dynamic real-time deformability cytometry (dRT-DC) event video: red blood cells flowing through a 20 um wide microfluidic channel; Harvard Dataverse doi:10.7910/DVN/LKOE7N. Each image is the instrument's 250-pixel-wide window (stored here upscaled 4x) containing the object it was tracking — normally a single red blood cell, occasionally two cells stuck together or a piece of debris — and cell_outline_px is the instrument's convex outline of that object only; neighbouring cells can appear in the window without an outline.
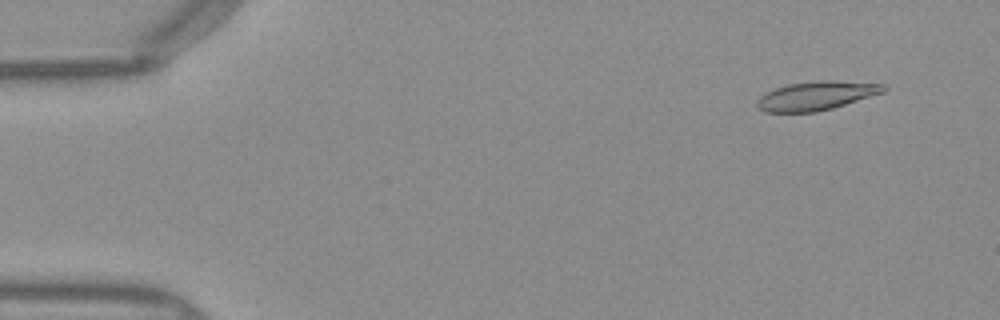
{"species": "Egyptian fruit bat (a non-hibernating species)", "species_latin": "Rousettus aegyptiacus", "temperature_condition": "warm", "stored_images_in_passage": 47, "camera_frame_rate_fps": 3000, "um_per_image_px": 0.085, "frame": {"image": 1, "passage_image": 1, "time_ms": 0.0, "image_size_px": [1000, 320], "cell_outline_px": [[888, 88], [884, 92], [832, 108], [816, 112], [764, 112], [756, 104], [756, 100], [760, 96], [776, 88], [788, 84], [816, 80], [832, 80], [884, 84]], "centroid_in_image_um": [69.39, 8.13], "position_along_channel_um": 15.6, "area_um2": 21.15}}
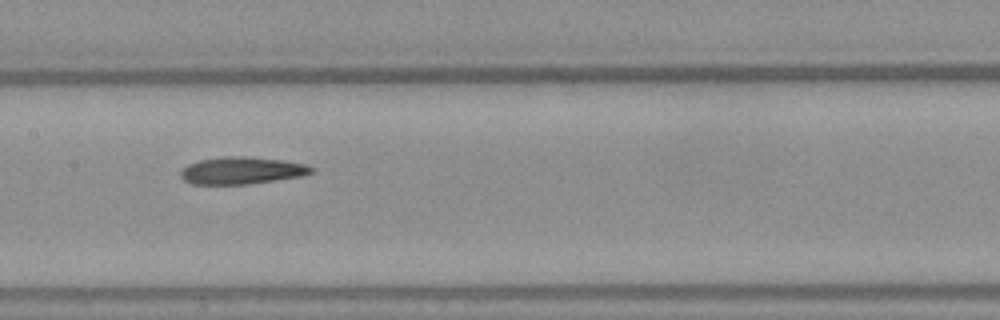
{"frame": {"image": 2, "passage_image": 22, "time_ms": 7.0, "image_size_px": [1000, 320], "cell_outline_px": [[312, 172], [300, 176], [248, 184], [192, 184], [184, 180], [180, 176], [180, 172], [188, 164], [200, 160], [224, 156], [244, 156], [284, 160], [304, 164], [312, 168]], "centroid_in_image_um": [20.5, 14.49], "position_along_channel_um": 186.9, "area_um2": 20.46}}
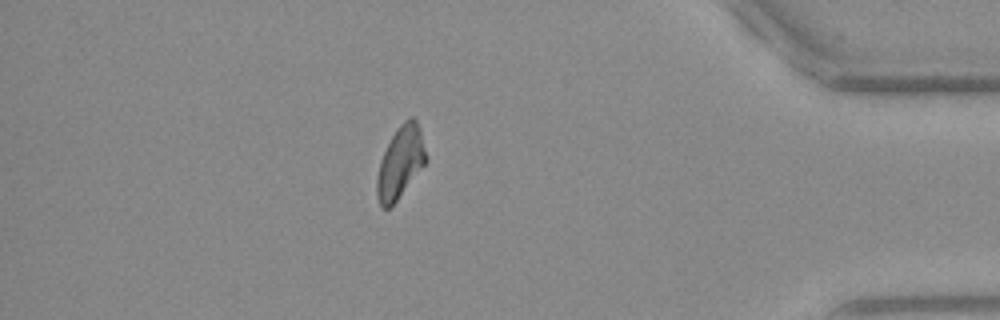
{"frame": {"image": 3, "passage_image": 41, "time_ms": 13.333, "image_size_px": [1000, 320], "cell_outline_px": [[428, 160], [396, 200], [388, 208], [380, 208], [376, 196], [376, 180], [380, 160], [392, 136], [400, 124], [408, 116], [412, 116], [416, 120], [420, 128]], "centroid_in_image_um": [34.02, 13.79], "position_along_channel_um": 401.2, "area_um2": 20.4}, "authors_computed_cell_mechanics": {"area_um2": 20.9236, "velocity_mm_per_s": 4.0092, "shape_relaxation_time_tau1_ms": null, "shape_relaxation_time_tau2_ms": 5.3259, "deformation_change_tau1": null, "deformation_change_tau2": 0.1466}}